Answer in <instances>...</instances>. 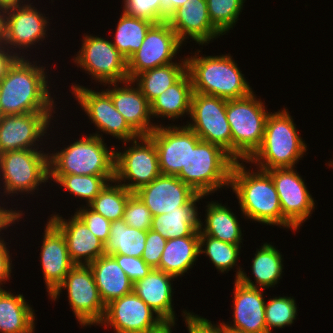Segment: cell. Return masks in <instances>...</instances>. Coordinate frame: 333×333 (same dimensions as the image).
Segmentation results:
<instances>
[{"instance_id":"1","label":"cell","mask_w":333,"mask_h":333,"mask_svg":"<svg viewBox=\"0 0 333 333\" xmlns=\"http://www.w3.org/2000/svg\"><path fill=\"white\" fill-rule=\"evenodd\" d=\"M18 57L0 81V102L4 115L54 112L45 68ZM48 86V87H47Z\"/></svg>"},{"instance_id":"2","label":"cell","mask_w":333,"mask_h":333,"mask_svg":"<svg viewBox=\"0 0 333 333\" xmlns=\"http://www.w3.org/2000/svg\"><path fill=\"white\" fill-rule=\"evenodd\" d=\"M235 161L231 170L230 185L239 201L242 214L250 220L267 225L296 229L283 217L281 204L271 176L263 170H246Z\"/></svg>"},{"instance_id":"3","label":"cell","mask_w":333,"mask_h":333,"mask_svg":"<svg viewBox=\"0 0 333 333\" xmlns=\"http://www.w3.org/2000/svg\"><path fill=\"white\" fill-rule=\"evenodd\" d=\"M187 56V72L190 75L193 92L221 97L240 99L253 91L244 78L232 56ZM198 55V56H197Z\"/></svg>"},{"instance_id":"4","label":"cell","mask_w":333,"mask_h":333,"mask_svg":"<svg viewBox=\"0 0 333 333\" xmlns=\"http://www.w3.org/2000/svg\"><path fill=\"white\" fill-rule=\"evenodd\" d=\"M288 109L270 112L260 148L246 163L257 164L260 170L294 168L307 146L299 136Z\"/></svg>"},{"instance_id":"5","label":"cell","mask_w":333,"mask_h":333,"mask_svg":"<svg viewBox=\"0 0 333 333\" xmlns=\"http://www.w3.org/2000/svg\"><path fill=\"white\" fill-rule=\"evenodd\" d=\"M98 133L49 155V175L114 176L115 147L108 149Z\"/></svg>"},{"instance_id":"6","label":"cell","mask_w":333,"mask_h":333,"mask_svg":"<svg viewBox=\"0 0 333 333\" xmlns=\"http://www.w3.org/2000/svg\"><path fill=\"white\" fill-rule=\"evenodd\" d=\"M234 162L219 145L200 140L196 146H190L187 166L177 177L197 194L207 196L218 188L230 185Z\"/></svg>"},{"instance_id":"7","label":"cell","mask_w":333,"mask_h":333,"mask_svg":"<svg viewBox=\"0 0 333 333\" xmlns=\"http://www.w3.org/2000/svg\"><path fill=\"white\" fill-rule=\"evenodd\" d=\"M264 105V106H263ZM252 92L240 99L227 100L226 117L232 134V158L248 161L260 148L269 112Z\"/></svg>"},{"instance_id":"8","label":"cell","mask_w":333,"mask_h":333,"mask_svg":"<svg viewBox=\"0 0 333 333\" xmlns=\"http://www.w3.org/2000/svg\"><path fill=\"white\" fill-rule=\"evenodd\" d=\"M36 149L7 151L0 154V176L4 195L32 194L49 180V155ZM42 152V153H41ZM2 172V173H1Z\"/></svg>"},{"instance_id":"9","label":"cell","mask_w":333,"mask_h":333,"mask_svg":"<svg viewBox=\"0 0 333 333\" xmlns=\"http://www.w3.org/2000/svg\"><path fill=\"white\" fill-rule=\"evenodd\" d=\"M68 291L69 304L80 325L88 326L102 321L106 305L101 299L89 265H75L63 282L50 295L54 301L60 297L61 290Z\"/></svg>"},{"instance_id":"10","label":"cell","mask_w":333,"mask_h":333,"mask_svg":"<svg viewBox=\"0 0 333 333\" xmlns=\"http://www.w3.org/2000/svg\"><path fill=\"white\" fill-rule=\"evenodd\" d=\"M159 175L161 171L158 152L154 142L148 136L134 139L133 145L123 152L115 151L114 181L130 192H136ZM121 181L124 183L122 184ZM125 182L128 183L125 184Z\"/></svg>"},{"instance_id":"11","label":"cell","mask_w":333,"mask_h":333,"mask_svg":"<svg viewBox=\"0 0 333 333\" xmlns=\"http://www.w3.org/2000/svg\"><path fill=\"white\" fill-rule=\"evenodd\" d=\"M82 41V47L73 60L80 69L87 71L93 80L106 85L115 82L123 84L129 80L127 59L116 49L111 40L85 35Z\"/></svg>"},{"instance_id":"12","label":"cell","mask_w":333,"mask_h":333,"mask_svg":"<svg viewBox=\"0 0 333 333\" xmlns=\"http://www.w3.org/2000/svg\"><path fill=\"white\" fill-rule=\"evenodd\" d=\"M227 99L193 92L186 124L201 140L222 147L232 157V134L226 117Z\"/></svg>"},{"instance_id":"13","label":"cell","mask_w":333,"mask_h":333,"mask_svg":"<svg viewBox=\"0 0 333 333\" xmlns=\"http://www.w3.org/2000/svg\"><path fill=\"white\" fill-rule=\"evenodd\" d=\"M182 44L167 21L153 24L139 50L127 60L129 80L143 71L174 63Z\"/></svg>"},{"instance_id":"14","label":"cell","mask_w":333,"mask_h":333,"mask_svg":"<svg viewBox=\"0 0 333 333\" xmlns=\"http://www.w3.org/2000/svg\"><path fill=\"white\" fill-rule=\"evenodd\" d=\"M72 89V94L98 130L125 143L140 137L116 110L105 90L96 92L78 84L72 85Z\"/></svg>"},{"instance_id":"15","label":"cell","mask_w":333,"mask_h":333,"mask_svg":"<svg viewBox=\"0 0 333 333\" xmlns=\"http://www.w3.org/2000/svg\"><path fill=\"white\" fill-rule=\"evenodd\" d=\"M164 322L155 311L132 292L109 302L99 324L105 325L106 328L113 327L116 333H146L158 328Z\"/></svg>"},{"instance_id":"16","label":"cell","mask_w":333,"mask_h":333,"mask_svg":"<svg viewBox=\"0 0 333 333\" xmlns=\"http://www.w3.org/2000/svg\"><path fill=\"white\" fill-rule=\"evenodd\" d=\"M266 172L274 182L283 217L297 231L311 216L315 208L314 198L294 168H273Z\"/></svg>"},{"instance_id":"17","label":"cell","mask_w":333,"mask_h":333,"mask_svg":"<svg viewBox=\"0 0 333 333\" xmlns=\"http://www.w3.org/2000/svg\"><path fill=\"white\" fill-rule=\"evenodd\" d=\"M154 142L162 175L177 176L186 168L190 146L201 140L187 125L157 127L148 135Z\"/></svg>"},{"instance_id":"18","label":"cell","mask_w":333,"mask_h":333,"mask_svg":"<svg viewBox=\"0 0 333 333\" xmlns=\"http://www.w3.org/2000/svg\"><path fill=\"white\" fill-rule=\"evenodd\" d=\"M30 3L25 6L14 7L3 12L2 44L10 48L18 57H25L13 49L24 50L35 45L46 37L48 17L43 16ZM35 43V44H34ZM10 44V45H9ZM12 47V48H11ZM21 55V56H20Z\"/></svg>"},{"instance_id":"19","label":"cell","mask_w":333,"mask_h":333,"mask_svg":"<svg viewBox=\"0 0 333 333\" xmlns=\"http://www.w3.org/2000/svg\"><path fill=\"white\" fill-rule=\"evenodd\" d=\"M53 112L4 115L0 118V154L35 149L49 128ZM34 146V148H33Z\"/></svg>"},{"instance_id":"20","label":"cell","mask_w":333,"mask_h":333,"mask_svg":"<svg viewBox=\"0 0 333 333\" xmlns=\"http://www.w3.org/2000/svg\"><path fill=\"white\" fill-rule=\"evenodd\" d=\"M154 217L189 204L198 194L177 176L159 175L134 192Z\"/></svg>"},{"instance_id":"21","label":"cell","mask_w":333,"mask_h":333,"mask_svg":"<svg viewBox=\"0 0 333 333\" xmlns=\"http://www.w3.org/2000/svg\"><path fill=\"white\" fill-rule=\"evenodd\" d=\"M167 22L182 43L190 37L199 45H206L223 35L209 18L206 0H187Z\"/></svg>"},{"instance_id":"22","label":"cell","mask_w":333,"mask_h":333,"mask_svg":"<svg viewBox=\"0 0 333 333\" xmlns=\"http://www.w3.org/2000/svg\"><path fill=\"white\" fill-rule=\"evenodd\" d=\"M43 237L40 261L50 296L75 264L70 259L64 235L50 220L45 225Z\"/></svg>"},{"instance_id":"23","label":"cell","mask_w":333,"mask_h":333,"mask_svg":"<svg viewBox=\"0 0 333 333\" xmlns=\"http://www.w3.org/2000/svg\"><path fill=\"white\" fill-rule=\"evenodd\" d=\"M234 323L225 328L241 333H269L265 320L263 289L249 287L239 280L234 281Z\"/></svg>"},{"instance_id":"24","label":"cell","mask_w":333,"mask_h":333,"mask_svg":"<svg viewBox=\"0 0 333 333\" xmlns=\"http://www.w3.org/2000/svg\"><path fill=\"white\" fill-rule=\"evenodd\" d=\"M49 220L64 235L70 259L75 265H89L105 254V244L76 214L68 221L58 214Z\"/></svg>"},{"instance_id":"25","label":"cell","mask_w":333,"mask_h":333,"mask_svg":"<svg viewBox=\"0 0 333 333\" xmlns=\"http://www.w3.org/2000/svg\"><path fill=\"white\" fill-rule=\"evenodd\" d=\"M123 83L126 86L123 84V87H119L117 82L109 83L114 88H107L105 91L111 96L116 110L121 113L128 125L139 136H148L157 127L150 120L152 118L150 103L137 85L136 88L133 87L135 83L132 80Z\"/></svg>"},{"instance_id":"26","label":"cell","mask_w":333,"mask_h":333,"mask_svg":"<svg viewBox=\"0 0 333 333\" xmlns=\"http://www.w3.org/2000/svg\"><path fill=\"white\" fill-rule=\"evenodd\" d=\"M174 279L172 275L153 268L148 275L133 283V292L165 322H175L176 319L172 306L171 281Z\"/></svg>"},{"instance_id":"27","label":"cell","mask_w":333,"mask_h":333,"mask_svg":"<svg viewBox=\"0 0 333 333\" xmlns=\"http://www.w3.org/2000/svg\"><path fill=\"white\" fill-rule=\"evenodd\" d=\"M105 305L133 292V282L112 255H102L89 264Z\"/></svg>"},{"instance_id":"28","label":"cell","mask_w":333,"mask_h":333,"mask_svg":"<svg viewBox=\"0 0 333 333\" xmlns=\"http://www.w3.org/2000/svg\"><path fill=\"white\" fill-rule=\"evenodd\" d=\"M204 195L198 194L189 204L167 214L153 217L151 229L166 239L199 236L200 218L196 202Z\"/></svg>"},{"instance_id":"29","label":"cell","mask_w":333,"mask_h":333,"mask_svg":"<svg viewBox=\"0 0 333 333\" xmlns=\"http://www.w3.org/2000/svg\"><path fill=\"white\" fill-rule=\"evenodd\" d=\"M282 261L283 258L279 250L266 242L260 249H257L255 257L252 258L251 270L256 284L240 267L237 268L235 280H239L242 284L254 288L265 289L274 287L283 272Z\"/></svg>"},{"instance_id":"30","label":"cell","mask_w":333,"mask_h":333,"mask_svg":"<svg viewBox=\"0 0 333 333\" xmlns=\"http://www.w3.org/2000/svg\"><path fill=\"white\" fill-rule=\"evenodd\" d=\"M193 87L191 78L186 72L175 84L157 96L150 103L152 118L164 117L178 119L185 114L190 115Z\"/></svg>"},{"instance_id":"31","label":"cell","mask_w":333,"mask_h":333,"mask_svg":"<svg viewBox=\"0 0 333 333\" xmlns=\"http://www.w3.org/2000/svg\"><path fill=\"white\" fill-rule=\"evenodd\" d=\"M35 313L22 294L0 289V333H34Z\"/></svg>"},{"instance_id":"32","label":"cell","mask_w":333,"mask_h":333,"mask_svg":"<svg viewBox=\"0 0 333 333\" xmlns=\"http://www.w3.org/2000/svg\"><path fill=\"white\" fill-rule=\"evenodd\" d=\"M199 257V236L167 239L159 269L175 278L183 276Z\"/></svg>"},{"instance_id":"33","label":"cell","mask_w":333,"mask_h":333,"mask_svg":"<svg viewBox=\"0 0 333 333\" xmlns=\"http://www.w3.org/2000/svg\"><path fill=\"white\" fill-rule=\"evenodd\" d=\"M205 226L200 219L199 235L211 236L231 244L242 243V231L236 215L227 206L211 201L206 206Z\"/></svg>"},{"instance_id":"34","label":"cell","mask_w":333,"mask_h":333,"mask_svg":"<svg viewBox=\"0 0 333 333\" xmlns=\"http://www.w3.org/2000/svg\"><path fill=\"white\" fill-rule=\"evenodd\" d=\"M181 60V63H170L143 71L132 79L149 103L187 72L186 58Z\"/></svg>"},{"instance_id":"35","label":"cell","mask_w":333,"mask_h":333,"mask_svg":"<svg viewBox=\"0 0 333 333\" xmlns=\"http://www.w3.org/2000/svg\"><path fill=\"white\" fill-rule=\"evenodd\" d=\"M147 231L128 226L123 220L111 222L105 255H127L141 258L145 249Z\"/></svg>"},{"instance_id":"36","label":"cell","mask_w":333,"mask_h":333,"mask_svg":"<svg viewBox=\"0 0 333 333\" xmlns=\"http://www.w3.org/2000/svg\"><path fill=\"white\" fill-rule=\"evenodd\" d=\"M154 23L125 12L122 13L117 24L114 42L111 43L128 60L141 47L145 35Z\"/></svg>"},{"instance_id":"37","label":"cell","mask_w":333,"mask_h":333,"mask_svg":"<svg viewBox=\"0 0 333 333\" xmlns=\"http://www.w3.org/2000/svg\"><path fill=\"white\" fill-rule=\"evenodd\" d=\"M113 183L115 185L108 182L88 205L92 210L111 222L123 219L126 203L133 194L118 182L113 181Z\"/></svg>"},{"instance_id":"38","label":"cell","mask_w":333,"mask_h":333,"mask_svg":"<svg viewBox=\"0 0 333 333\" xmlns=\"http://www.w3.org/2000/svg\"><path fill=\"white\" fill-rule=\"evenodd\" d=\"M49 178L65 188L74 196L87 202V206L94 200L100 191L109 182L114 181V176L94 175H49Z\"/></svg>"},{"instance_id":"39","label":"cell","mask_w":333,"mask_h":333,"mask_svg":"<svg viewBox=\"0 0 333 333\" xmlns=\"http://www.w3.org/2000/svg\"><path fill=\"white\" fill-rule=\"evenodd\" d=\"M240 249V244H231L211 236L199 235V254L205 253L221 273L237 266Z\"/></svg>"},{"instance_id":"40","label":"cell","mask_w":333,"mask_h":333,"mask_svg":"<svg viewBox=\"0 0 333 333\" xmlns=\"http://www.w3.org/2000/svg\"><path fill=\"white\" fill-rule=\"evenodd\" d=\"M212 24L224 35L235 26L245 0H206Z\"/></svg>"},{"instance_id":"41","label":"cell","mask_w":333,"mask_h":333,"mask_svg":"<svg viewBox=\"0 0 333 333\" xmlns=\"http://www.w3.org/2000/svg\"><path fill=\"white\" fill-rule=\"evenodd\" d=\"M297 304L291 297H273L265 302V320L267 331L271 333L273 328L290 326L296 319Z\"/></svg>"},{"instance_id":"42","label":"cell","mask_w":333,"mask_h":333,"mask_svg":"<svg viewBox=\"0 0 333 333\" xmlns=\"http://www.w3.org/2000/svg\"><path fill=\"white\" fill-rule=\"evenodd\" d=\"M123 220L132 228L147 231L152 227L153 216L142 200L133 193L126 203Z\"/></svg>"},{"instance_id":"43","label":"cell","mask_w":333,"mask_h":333,"mask_svg":"<svg viewBox=\"0 0 333 333\" xmlns=\"http://www.w3.org/2000/svg\"><path fill=\"white\" fill-rule=\"evenodd\" d=\"M75 214L88 226L89 230L104 244L108 241L111 221L95 212L89 206L80 207Z\"/></svg>"},{"instance_id":"44","label":"cell","mask_w":333,"mask_h":333,"mask_svg":"<svg viewBox=\"0 0 333 333\" xmlns=\"http://www.w3.org/2000/svg\"><path fill=\"white\" fill-rule=\"evenodd\" d=\"M123 12L130 16L159 23L160 0H123Z\"/></svg>"},{"instance_id":"45","label":"cell","mask_w":333,"mask_h":333,"mask_svg":"<svg viewBox=\"0 0 333 333\" xmlns=\"http://www.w3.org/2000/svg\"><path fill=\"white\" fill-rule=\"evenodd\" d=\"M166 241V238L162 237L154 230H147L145 249L141 256L147 265L155 269L159 266Z\"/></svg>"},{"instance_id":"46","label":"cell","mask_w":333,"mask_h":333,"mask_svg":"<svg viewBox=\"0 0 333 333\" xmlns=\"http://www.w3.org/2000/svg\"><path fill=\"white\" fill-rule=\"evenodd\" d=\"M129 279L134 283L144 278L153 269L142 258L127 255H112Z\"/></svg>"},{"instance_id":"47","label":"cell","mask_w":333,"mask_h":333,"mask_svg":"<svg viewBox=\"0 0 333 333\" xmlns=\"http://www.w3.org/2000/svg\"><path fill=\"white\" fill-rule=\"evenodd\" d=\"M189 333H226L224 322L212 324L210 320L193 314V312L183 311L182 314Z\"/></svg>"},{"instance_id":"48","label":"cell","mask_w":333,"mask_h":333,"mask_svg":"<svg viewBox=\"0 0 333 333\" xmlns=\"http://www.w3.org/2000/svg\"><path fill=\"white\" fill-rule=\"evenodd\" d=\"M0 236V289L1 285L3 284L2 281H7L11 277V267H12V259L9 255V249L6 247V244L4 242V238H1Z\"/></svg>"},{"instance_id":"49","label":"cell","mask_w":333,"mask_h":333,"mask_svg":"<svg viewBox=\"0 0 333 333\" xmlns=\"http://www.w3.org/2000/svg\"><path fill=\"white\" fill-rule=\"evenodd\" d=\"M187 0H160L159 23L168 21L175 13L176 9L181 7Z\"/></svg>"},{"instance_id":"50","label":"cell","mask_w":333,"mask_h":333,"mask_svg":"<svg viewBox=\"0 0 333 333\" xmlns=\"http://www.w3.org/2000/svg\"><path fill=\"white\" fill-rule=\"evenodd\" d=\"M17 58L18 56L15 53L11 52L2 43L0 44V81L5 77L9 67Z\"/></svg>"},{"instance_id":"51","label":"cell","mask_w":333,"mask_h":333,"mask_svg":"<svg viewBox=\"0 0 333 333\" xmlns=\"http://www.w3.org/2000/svg\"><path fill=\"white\" fill-rule=\"evenodd\" d=\"M18 212H0V232L22 218Z\"/></svg>"},{"instance_id":"52","label":"cell","mask_w":333,"mask_h":333,"mask_svg":"<svg viewBox=\"0 0 333 333\" xmlns=\"http://www.w3.org/2000/svg\"><path fill=\"white\" fill-rule=\"evenodd\" d=\"M22 3H24V4H22ZM25 5H28V3L25 2V0H24V2H23V0L22 1L21 0H0V10H2L3 12L10 8L20 7V6H25Z\"/></svg>"},{"instance_id":"53","label":"cell","mask_w":333,"mask_h":333,"mask_svg":"<svg viewBox=\"0 0 333 333\" xmlns=\"http://www.w3.org/2000/svg\"><path fill=\"white\" fill-rule=\"evenodd\" d=\"M175 326V322H164L158 328L148 331L146 333H172V327Z\"/></svg>"},{"instance_id":"54","label":"cell","mask_w":333,"mask_h":333,"mask_svg":"<svg viewBox=\"0 0 333 333\" xmlns=\"http://www.w3.org/2000/svg\"><path fill=\"white\" fill-rule=\"evenodd\" d=\"M3 39V11L0 10V44L2 43Z\"/></svg>"},{"instance_id":"55","label":"cell","mask_w":333,"mask_h":333,"mask_svg":"<svg viewBox=\"0 0 333 333\" xmlns=\"http://www.w3.org/2000/svg\"><path fill=\"white\" fill-rule=\"evenodd\" d=\"M0 212H18L19 214H22V211H19V210L16 211V210H12V209H11V210H10V209L8 210V209H6V208H4V207H1V206H0Z\"/></svg>"},{"instance_id":"56","label":"cell","mask_w":333,"mask_h":333,"mask_svg":"<svg viewBox=\"0 0 333 333\" xmlns=\"http://www.w3.org/2000/svg\"><path fill=\"white\" fill-rule=\"evenodd\" d=\"M226 333H241V332H237V331L226 329Z\"/></svg>"},{"instance_id":"57","label":"cell","mask_w":333,"mask_h":333,"mask_svg":"<svg viewBox=\"0 0 333 333\" xmlns=\"http://www.w3.org/2000/svg\"><path fill=\"white\" fill-rule=\"evenodd\" d=\"M3 116V111H2V106H1V102H0V118Z\"/></svg>"},{"instance_id":"58","label":"cell","mask_w":333,"mask_h":333,"mask_svg":"<svg viewBox=\"0 0 333 333\" xmlns=\"http://www.w3.org/2000/svg\"><path fill=\"white\" fill-rule=\"evenodd\" d=\"M330 165L333 167V161H330V163L328 164V166L330 167Z\"/></svg>"}]
</instances>
